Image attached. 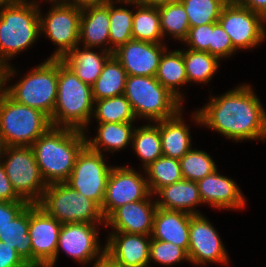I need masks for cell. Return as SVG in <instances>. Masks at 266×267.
<instances>
[{
  "label": "cell",
  "instance_id": "obj_45",
  "mask_svg": "<svg viewBox=\"0 0 266 267\" xmlns=\"http://www.w3.org/2000/svg\"><path fill=\"white\" fill-rule=\"evenodd\" d=\"M0 62V99L6 93L5 85L12 76L17 75L15 69L10 65ZM7 82V83H6Z\"/></svg>",
  "mask_w": 266,
  "mask_h": 267
},
{
  "label": "cell",
  "instance_id": "obj_6",
  "mask_svg": "<svg viewBox=\"0 0 266 267\" xmlns=\"http://www.w3.org/2000/svg\"><path fill=\"white\" fill-rule=\"evenodd\" d=\"M57 87L58 59L47 58L16 84L6 86V94L17 103L38 109L51 118L57 99Z\"/></svg>",
  "mask_w": 266,
  "mask_h": 267
},
{
  "label": "cell",
  "instance_id": "obj_30",
  "mask_svg": "<svg viewBox=\"0 0 266 267\" xmlns=\"http://www.w3.org/2000/svg\"><path fill=\"white\" fill-rule=\"evenodd\" d=\"M122 4L132 3L138 9L133 12L132 38L134 40L147 41L152 43H164L160 28V16L158 8L145 6L137 2H121Z\"/></svg>",
  "mask_w": 266,
  "mask_h": 267
},
{
  "label": "cell",
  "instance_id": "obj_35",
  "mask_svg": "<svg viewBox=\"0 0 266 267\" xmlns=\"http://www.w3.org/2000/svg\"><path fill=\"white\" fill-rule=\"evenodd\" d=\"M162 36L172 35L176 40L183 42L189 33V20L187 12L180 1L170 3L158 8Z\"/></svg>",
  "mask_w": 266,
  "mask_h": 267
},
{
  "label": "cell",
  "instance_id": "obj_54",
  "mask_svg": "<svg viewBox=\"0 0 266 267\" xmlns=\"http://www.w3.org/2000/svg\"><path fill=\"white\" fill-rule=\"evenodd\" d=\"M9 0H0V6L6 4Z\"/></svg>",
  "mask_w": 266,
  "mask_h": 267
},
{
  "label": "cell",
  "instance_id": "obj_29",
  "mask_svg": "<svg viewBox=\"0 0 266 267\" xmlns=\"http://www.w3.org/2000/svg\"><path fill=\"white\" fill-rule=\"evenodd\" d=\"M28 228L29 205L9 224L0 229V241L16 249L21 259L32 267V246Z\"/></svg>",
  "mask_w": 266,
  "mask_h": 267
},
{
  "label": "cell",
  "instance_id": "obj_51",
  "mask_svg": "<svg viewBox=\"0 0 266 267\" xmlns=\"http://www.w3.org/2000/svg\"><path fill=\"white\" fill-rule=\"evenodd\" d=\"M48 1L53 3V5H56V4H67L69 0H48Z\"/></svg>",
  "mask_w": 266,
  "mask_h": 267
},
{
  "label": "cell",
  "instance_id": "obj_8",
  "mask_svg": "<svg viewBox=\"0 0 266 267\" xmlns=\"http://www.w3.org/2000/svg\"><path fill=\"white\" fill-rule=\"evenodd\" d=\"M51 126L42 111L19 104L6 93L0 99V131L7 146H31Z\"/></svg>",
  "mask_w": 266,
  "mask_h": 267
},
{
  "label": "cell",
  "instance_id": "obj_9",
  "mask_svg": "<svg viewBox=\"0 0 266 267\" xmlns=\"http://www.w3.org/2000/svg\"><path fill=\"white\" fill-rule=\"evenodd\" d=\"M7 156V157H6ZM2 162L16 194L37 204L47 187L31 146H7Z\"/></svg>",
  "mask_w": 266,
  "mask_h": 267
},
{
  "label": "cell",
  "instance_id": "obj_31",
  "mask_svg": "<svg viewBox=\"0 0 266 267\" xmlns=\"http://www.w3.org/2000/svg\"><path fill=\"white\" fill-rule=\"evenodd\" d=\"M153 124L148 123L141 127H135L132 136L131 145L135 154L143 162V170L163 155L159 121L153 122Z\"/></svg>",
  "mask_w": 266,
  "mask_h": 267
},
{
  "label": "cell",
  "instance_id": "obj_33",
  "mask_svg": "<svg viewBox=\"0 0 266 267\" xmlns=\"http://www.w3.org/2000/svg\"><path fill=\"white\" fill-rule=\"evenodd\" d=\"M92 117L98 123H133L137 120L124 95L94 101Z\"/></svg>",
  "mask_w": 266,
  "mask_h": 267
},
{
  "label": "cell",
  "instance_id": "obj_7",
  "mask_svg": "<svg viewBox=\"0 0 266 267\" xmlns=\"http://www.w3.org/2000/svg\"><path fill=\"white\" fill-rule=\"evenodd\" d=\"M37 205L62 224H105L100 207L65 182L48 184Z\"/></svg>",
  "mask_w": 266,
  "mask_h": 267
},
{
  "label": "cell",
  "instance_id": "obj_26",
  "mask_svg": "<svg viewBox=\"0 0 266 267\" xmlns=\"http://www.w3.org/2000/svg\"><path fill=\"white\" fill-rule=\"evenodd\" d=\"M98 133L93 140L86 136V146L95 152H115L132 143L135 129L132 123H98ZM89 138V139H88ZM103 148V149H102ZM102 150V151H101Z\"/></svg>",
  "mask_w": 266,
  "mask_h": 267
},
{
  "label": "cell",
  "instance_id": "obj_11",
  "mask_svg": "<svg viewBox=\"0 0 266 267\" xmlns=\"http://www.w3.org/2000/svg\"><path fill=\"white\" fill-rule=\"evenodd\" d=\"M40 15V31L46 34L58 49L49 57L62 59L76 46H79L82 9L69 4H56L48 13Z\"/></svg>",
  "mask_w": 266,
  "mask_h": 267
},
{
  "label": "cell",
  "instance_id": "obj_17",
  "mask_svg": "<svg viewBox=\"0 0 266 267\" xmlns=\"http://www.w3.org/2000/svg\"><path fill=\"white\" fill-rule=\"evenodd\" d=\"M105 255L120 267H149L151 235L111 232Z\"/></svg>",
  "mask_w": 266,
  "mask_h": 267
},
{
  "label": "cell",
  "instance_id": "obj_4",
  "mask_svg": "<svg viewBox=\"0 0 266 267\" xmlns=\"http://www.w3.org/2000/svg\"><path fill=\"white\" fill-rule=\"evenodd\" d=\"M93 111L92 86L82 82L62 59H58L57 99L51 125L88 132Z\"/></svg>",
  "mask_w": 266,
  "mask_h": 267
},
{
  "label": "cell",
  "instance_id": "obj_28",
  "mask_svg": "<svg viewBox=\"0 0 266 267\" xmlns=\"http://www.w3.org/2000/svg\"><path fill=\"white\" fill-rule=\"evenodd\" d=\"M127 73L121 63L112 55L104 64L102 72L92 85L93 100L124 95Z\"/></svg>",
  "mask_w": 266,
  "mask_h": 267
},
{
  "label": "cell",
  "instance_id": "obj_39",
  "mask_svg": "<svg viewBox=\"0 0 266 267\" xmlns=\"http://www.w3.org/2000/svg\"><path fill=\"white\" fill-rule=\"evenodd\" d=\"M150 263L151 261L158 262L163 266H171L183 260L189 262L188 252L173 243L151 238L150 243Z\"/></svg>",
  "mask_w": 266,
  "mask_h": 267
},
{
  "label": "cell",
  "instance_id": "obj_13",
  "mask_svg": "<svg viewBox=\"0 0 266 267\" xmlns=\"http://www.w3.org/2000/svg\"><path fill=\"white\" fill-rule=\"evenodd\" d=\"M218 22L230 36L233 47L251 49L261 44L266 36V20L239 3H227Z\"/></svg>",
  "mask_w": 266,
  "mask_h": 267
},
{
  "label": "cell",
  "instance_id": "obj_52",
  "mask_svg": "<svg viewBox=\"0 0 266 267\" xmlns=\"http://www.w3.org/2000/svg\"><path fill=\"white\" fill-rule=\"evenodd\" d=\"M118 2H137L138 0H116Z\"/></svg>",
  "mask_w": 266,
  "mask_h": 267
},
{
  "label": "cell",
  "instance_id": "obj_42",
  "mask_svg": "<svg viewBox=\"0 0 266 267\" xmlns=\"http://www.w3.org/2000/svg\"><path fill=\"white\" fill-rule=\"evenodd\" d=\"M29 203L27 201H0V229L16 218Z\"/></svg>",
  "mask_w": 266,
  "mask_h": 267
},
{
  "label": "cell",
  "instance_id": "obj_44",
  "mask_svg": "<svg viewBox=\"0 0 266 267\" xmlns=\"http://www.w3.org/2000/svg\"><path fill=\"white\" fill-rule=\"evenodd\" d=\"M0 201H25L22 200L14 191L9 178L6 175L2 162H0Z\"/></svg>",
  "mask_w": 266,
  "mask_h": 267
},
{
  "label": "cell",
  "instance_id": "obj_37",
  "mask_svg": "<svg viewBox=\"0 0 266 267\" xmlns=\"http://www.w3.org/2000/svg\"><path fill=\"white\" fill-rule=\"evenodd\" d=\"M187 12L190 27L216 23L220 18L224 0H179Z\"/></svg>",
  "mask_w": 266,
  "mask_h": 267
},
{
  "label": "cell",
  "instance_id": "obj_15",
  "mask_svg": "<svg viewBox=\"0 0 266 267\" xmlns=\"http://www.w3.org/2000/svg\"><path fill=\"white\" fill-rule=\"evenodd\" d=\"M188 257L190 263L207 265V263H229L228 253L218 232L205 216L191 214L189 226Z\"/></svg>",
  "mask_w": 266,
  "mask_h": 267
},
{
  "label": "cell",
  "instance_id": "obj_47",
  "mask_svg": "<svg viewBox=\"0 0 266 267\" xmlns=\"http://www.w3.org/2000/svg\"><path fill=\"white\" fill-rule=\"evenodd\" d=\"M108 1L109 0H69L67 4L83 9L89 6L103 5Z\"/></svg>",
  "mask_w": 266,
  "mask_h": 267
},
{
  "label": "cell",
  "instance_id": "obj_14",
  "mask_svg": "<svg viewBox=\"0 0 266 267\" xmlns=\"http://www.w3.org/2000/svg\"><path fill=\"white\" fill-rule=\"evenodd\" d=\"M129 166L112 167L106 184L101 213L106 219L116 208L136 201L145 200L151 193L147 179Z\"/></svg>",
  "mask_w": 266,
  "mask_h": 267
},
{
  "label": "cell",
  "instance_id": "obj_38",
  "mask_svg": "<svg viewBox=\"0 0 266 267\" xmlns=\"http://www.w3.org/2000/svg\"><path fill=\"white\" fill-rule=\"evenodd\" d=\"M180 165L183 179L195 182L217 170L214 160L207 152L192 148L180 159Z\"/></svg>",
  "mask_w": 266,
  "mask_h": 267
},
{
  "label": "cell",
  "instance_id": "obj_36",
  "mask_svg": "<svg viewBox=\"0 0 266 267\" xmlns=\"http://www.w3.org/2000/svg\"><path fill=\"white\" fill-rule=\"evenodd\" d=\"M116 0H109V45L110 52L114 53L120 46L132 40L133 10L115 7Z\"/></svg>",
  "mask_w": 266,
  "mask_h": 267
},
{
  "label": "cell",
  "instance_id": "obj_5",
  "mask_svg": "<svg viewBox=\"0 0 266 267\" xmlns=\"http://www.w3.org/2000/svg\"><path fill=\"white\" fill-rule=\"evenodd\" d=\"M124 96L136 118L151 123L175 116L183 106L155 76L127 75Z\"/></svg>",
  "mask_w": 266,
  "mask_h": 267
},
{
  "label": "cell",
  "instance_id": "obj_18",
  "mask_svg": "<svg viewBox=\"0 0 266 267\" xmlns=\"http://www.w3.org/2000/svg\"><path fill=\"white\" fill-rule=\"evenodd\" d=\"M164 44L132 39L115 50L113 55L127 75L156 76L161 57L168 48Z\"/></svg>",
  "mask_w": 266,
  "mask_h": 267
},
{
  "label": "cell",
  "instance_id": "obj_10",
  "mask_svg": "<svg viewBox=\"0 0 266 267\" xmlns=\"http://www.w3.org/2000/svg\"><path fill=\"white\" fill-rule=\"evenodd\" d=\"M103 154L85 146L78 154L72 173L65 181L71 188L102 207L106 184L112 166L105 162Z\"/></svg>",
  "mask_w": 266,
  "mask_h": 267
},
{
  "label": "cell",
  "instance_id": "obj_23",
  "mask_svg": "<svg viewBox=\"0 0 266 267\" xmlns=\"http://www.w3.org/2000/svg\"><path fill=\"white\" fill-rule=\"evenodd\" d=\"M154 195L157 197L156 205L161 209L183 211L189 214H200L195 209L202 203L197 182L182 179L176 183L160 188Z\"/></svg>",
  "mask_w": 266,
  "mask_h": 267
},
{
  "label": "cell",
  "instance_id": "obj_48",
  "mask_svg": "<svg viewBox=\"0 0 266 267\" xmlns=\"http://www.w3.org/2000/svg\"><path fill=\"white\" fill-rule=\"evenodd\" d=\"M179 0H138L137 3L145 5V6H152L155 8H159L161 6L177 2Z\"/></svg>",
  "mask_w": 266,
  "mask_h": 267
},
{
  "label": "cell",
  "instance_id": "obj_49",
  "mask_svg": "<svg viewBox=\"0 0 266 267\" xmlns=\"http://www.w3.org/2000/svg\"><path fill=\"white\" fill-rule=\"evenodd\" d=\"M93 267H120V266L112 262L106 255H104L101 259L94 262Z\"/></svg>",
  "mask_w": 266,
  "mask_h": 267
},
{
  "label": "cell",
  "instance_id": "obj_40",
  "mask_svg": "<svg viewBox=\"0 0 266 267\" xmlns=\"http://www.w3.org/2000/svg\"><path fill=\"white\" fill-rule=\"evenodd\" d=\"M237 50L233 47L230 36L222 28L219 22L213 23L211 43L209 44V54L221 58H227Z\"/></svg>",
  "mask_w": 266,
  "mask_h": 267
},
{
  "label": "cell",
  "instance_id": "obj_41",
  "mask_svg": "<svg viewBox=\"0 0 266 267\" xmlns=\"http://www.w3.org/2000/svg\"><path fill=\"white\" fill-rule=\"evenodd\" d=\"M213 23L190 27L187 38L183 41L188 49L209 53L211 43Z\"/></svg>",
  "mask_w": 266,
  "mask_h": 267
},
{
  "label": "cell",
  "instance_id": "obj_2",
  "mask_svg": "<svg viewBox=\"0 0 266 267\" xmlns=\"http://www.w3.org/2000/svg\"><path fill=\"white\" fill-rule=\"evenodd\" d=\"M85 134L79 129L51 126L31 145L47 185L68 179L78 154L86 146Z\"/></svg>",
  "mask_w": 266,
  "mask_h": 267
},
{
  "label": "cell",
  "instance_id": "obj_27",
  "mask_svg": "<svg viewBox=\"0 0 266 267\" xmlns=\"http://www.w3.org/2000/svg\"><path fill=\"white\" fill-rule=\"evenodd\" d=\"M156 79L175 95L181 102L184 100V95L179 91V87L188 83L185 70V62L183 59L182 50H173L168 52V49L163 53Z\"/></svg>",
  "mask_w": 266,
  "mask_h": 267
},
{
  "label": "cell",
  "instance_id": "obj_22",
  "mask_svg": "<svg viewBox=\"0 0 266 267\" xmlns=\"http://www.w3.org/2000/svg\"><path fill=\"white\" fill-rule=\"evenodd\" d=\"M109 26V1L103 5L83 8L79 44L82 42L83 47L92 48V50L94 47L100 48L104 46V50L110 52V46H108Z\"/></svg>",
  "mask_w": 266,
  "mask_h": 267
},
{
  "label": "cell",
  "instance_id": "obj_12",
  "mask_svg": "<svg viewBox=\"0 0 266 267\" xmlns=\"http://www.w3.org/2000/svg\"><path fill=\"white\" fill-rule=\"evenodd\" d=\"M97 225L78 222L62 224L56 255L45 267L55 266L60 250L83 265L101 259L105 255V247H100Z\"/></svg>",
  "mask_w": 266,
  "mask_h": 267
},
{
  "label": "cell",
  "instance_id": "obj_16",
  "mask_svg": "<svg viewBox=\"0 0 266 267\" xmlns=\"http://www.w3.org/2000/svg\"><path fill=\"white\" fill-rule=\"evenodd\" d=\"M61 226L37 204H29L32 267H45L55 257Z\"/></svg>",
  "mask_w": 266,
  "mask_h": 267
},
{
  "label": "cell",
  "instance_id": "obj_53",
  "mask_svg": "<svg viewBox=\"0 0 266 267\" xmlns=\"http://www.w3.org/2000/svg\"><path fill=\"white\" fill-rule=\"evenodd\" d=\"M226 3H238L239 0H224Z\"/></svg>",
  "mask_w": 266,
  "mask_h": 267
},
{
  "label": "cell",
  "instance_id": "obj_19",
  "mask_svg": "<svg viewBox=\"0 0 266 267\" xmlns=\"http://www.w3.org/2000/svg\"><path fill=\"white\" fill-rule=\"evenodd\" d=\"M152 194L145 200L126 203L116 208L106 219L105 226H112L114 231L131 234L151 235L156 201L151 202Z\"/></svg>",
  "mask_w": 266,
  "mask_h": 267
},
{
  "label": "cell",
  "instance_id": "obj_25",
  "mask_svg": "<svg viewBox=\"0 0 266 267\" xmlns=\"http://www.w3.org/2000/svg\"><path fill=\"white\" fill-rule=\"evenodd\" d=\"M182 109L173 117L159 121L164 156L181 159L192 147L189 127L182 118Z\"/></svg>",
  "mask_w": 266,
  "mask_h": 267
},
{
  "label": "cell",
  "instance_id": "obj_50",
  "mask_svg": "<svg viewBox=\"0 0 266 267\" xmlns=\"http://www.w3.org/2000/svg\"><path fill=\"white\" fill-rule=\"evenodd\" d=\"M6 149H7V144L4 140L3 134L0 131V162L4 158V154H5Z\"/></svg>",
  "mask_w": 266,
  "mask_h": 267
},
{
  "label": "cell",
  "instance_id": "obj_32",
  "mask_svg": "<svg viewBox=\"0 0 266 267\" xmlns=\"http://www.w3.org/2000/svg\"><path fill=\"white\" fill-rule=\"evenodd\" d=\"M146 172V173H145ZM150 193L183 179L180 160L162 155L144 169ZM148 177V178H147Z\"/></svg>",
  "mask_w": 266,
  "mask_h": 267
},
{
  "label": "cell",
  "instance_id": "obj_20",
  "mask_svg": "<svg viewBox=\"0 0 266 267\" xmlns=\"http://www.w3.org/2000/svg\"><path fill=\"white\" fill-rule=\"evenodd\" d=\"M202 204L208 203L215 208L241 209L245 197L233 179L220 175L218 169L197 181Z\"/></svg>",
  "mask_w": 266,
  "mask_h": 267
},
{
  "label": "cell",
  "instance_id": "obj_46",
  "mask_svg": "<svg viewBox=\"0 0 266 267\" xmlns=\"http://www.w3.org/2000/svg\"><path fill=\"white\" fill-rule=\"evenodd\" d=\"M238 3L266 20V0H239Z\"/></svg>",
  "mask_w": 266,
  "mask_h": 267
},
{
  "label": "cell",
  "instance_id": "obj_21",
  "mask_svg": "<svg viewBox=\"0 0 266 267\" xmlns=\"http://www.w3.org/2000/svg\"><path fill=\"white\" fill-rule=\"evenodd\" d=\"M191 214L157 207L151 238L176 244L188 252Z\"/></svg>",
  "mask_w": 266,
  "mask_h": 267
},
{
  "label": "cell",
  "instance_id": "obj_3",
  "mask_svg": "<svg viewBox=\"0 0 266 267\" xmlns=\"http://www.w3.org/2000/svg\"><path fill=\"white\" fill-rule=\"evenodd\" d=\"M40 9L36 0H9L0 6V62L7 65L40 37Z\"/></svg>",
  "mask_w": 266,
  "mask_h": 267
},
{
  "label": "cell",
  "instance_id": "obj_43",
  "mask_svg": "<svg viewBox=\"0 0 266 267\" xmlns=\"http://www.w3.org/2000/svg\"><path fill=\"white\" fill-rule=\"evenodd\" d=\"M0 267H30L17 254L16 249L0 241Z\"/></svg>",
  "mask_w": 266,
  "mask_h": 267
},
{
  "label": "cell",
  "instance_id": "obj_1",
  "mask_svg": "<svg viewBox=\"0 0 266 267\" xmlns=\"http://www.w3.org/2000/svg\"><path fill=\"white\" fill-rule=\"evenodd\" d=\"M192 118L233 141L266 139V111L250 85L245 83L221 96H210Z\"/></svg>",
  "mask_w": 266,
  "mask_h": 267
},
{
  "label": "cell",
  "instance_id": "obj_34",
  "mask_svg": "<svg viewBox=\"0 0 266 267\" xmlns=\"http://www.w3.org/2000/svg\"><path fill=\"white\" fill-rule=\"evenodd\" d=\"M188 82L207 83L219 68V59L208 52L182 50Z\"/></svg>",
  "mask_w": 266,
  "mask_h": 267
},
{
  "label": "cell",
  "instance_id": "obj_24",
  "mask_svg": "<svg viewBox=\"0 0 266 267\" xmlns=\"http://www.w3.org/2000/svg\"><path fill=\"white\" fill-rule=\"evenodd\" d=\"M112 55V52L103 48L101 52L95 53L91 48L79 49L76 46L62 58V61L73 70L82 82L92 86L102 72L104 64Z\"/></svg>",
  "mask_w": 266,
  "mask_h": 267
}]
</instances>
